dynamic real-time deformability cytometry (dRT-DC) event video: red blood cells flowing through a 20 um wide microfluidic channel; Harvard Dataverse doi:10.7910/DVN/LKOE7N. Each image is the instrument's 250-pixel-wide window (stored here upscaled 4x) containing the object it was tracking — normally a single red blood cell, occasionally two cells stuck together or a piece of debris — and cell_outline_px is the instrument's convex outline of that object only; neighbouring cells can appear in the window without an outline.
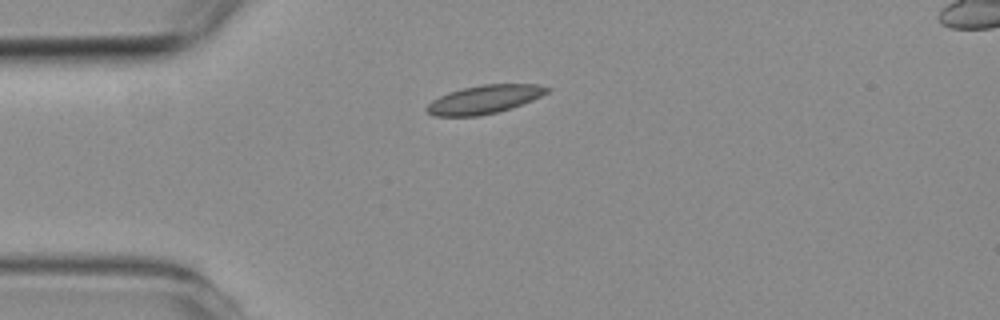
{"species": "common noctule bat (a hibernating species)", "species_latin": "Nyctalus noctula", "temperature_condition": "room temperature", "stored_images_in_passage": 1, "camera_frame_rate_fps": 3000, "um_per_image_px": 0.085, "animal": {"sex": "female", "body_mass_g": 19.3, "forearm_length_mm": 54.1}, "frame": {"image": 1, "passage_image": 1, "time_ms": 0.0, "image_size_px": [1000, 320], "cell_outline_px": [[552, 88], [548, 92], [532, 100], [512, 108], [496, 112], [476, 116], [436, 116], [428, 112], [424, 108], [432, 100], [448, 92], [464, 88], [484, 84], [536, 84]], "centroid_in_image_um": [41.17, 8.44], "position_along_channel_um": 43.8, "area_um2": 19.77}}